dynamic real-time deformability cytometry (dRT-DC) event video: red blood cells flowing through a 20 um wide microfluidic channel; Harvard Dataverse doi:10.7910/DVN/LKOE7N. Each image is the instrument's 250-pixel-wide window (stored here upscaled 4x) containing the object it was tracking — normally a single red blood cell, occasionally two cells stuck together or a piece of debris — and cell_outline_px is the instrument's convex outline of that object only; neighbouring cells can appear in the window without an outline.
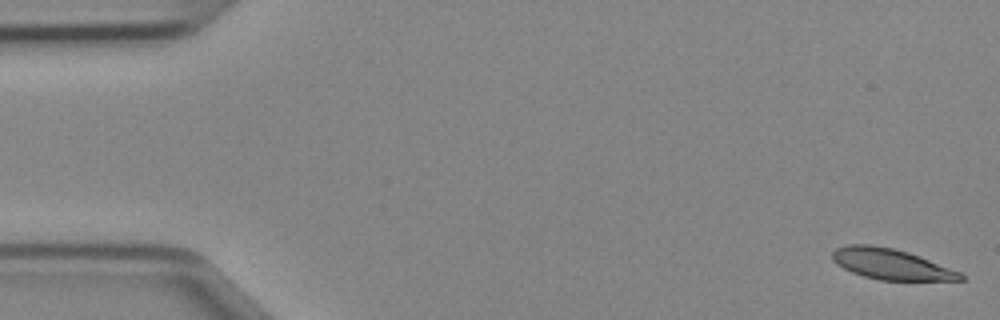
{"species": "Egyptian fruit bat (a non-hibernating species)", "species_latin": "Rousettus aegyptiacus", "temperature_condition": "cold", "stored_images_in_passage": 47, "camera_frame_rate_fps": 3000, "um_per_image_px": 0.085, "animal": {"sex": "female"}, "frame": {"image": 1, "passage_image": 1, "time_ms": 0.0, "image_size_px": [1000, 320], "cell_outline_px": [[964, 280], [880, 280], [864, 276], [852, 272], [836, 264], [832, 260], [832, 252], [836, 248], [848, 244], [872, 244], [892, 248], [908, 252], [960, 272], [964, 276]], "centroid_in_image_um": [75.69, 22.44], "position_along_channel_um": 9.3, "area_um2": 22.72}}
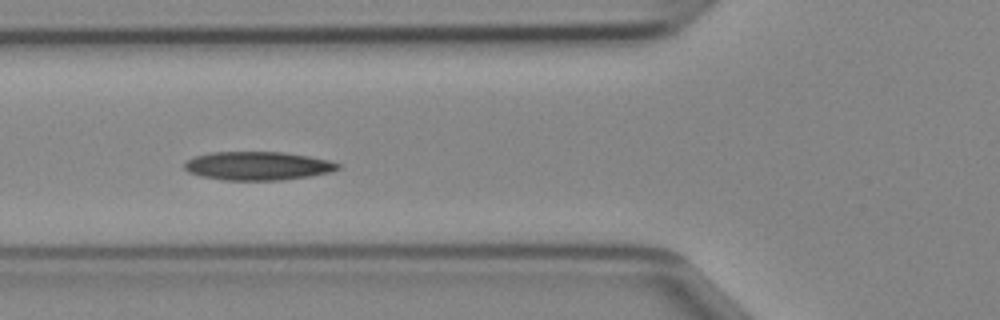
{"frame": {"image": 2, "passage_image": 17, "time_ms": 5.333, "image_size_px": [1000, 320], "cell_outline_px": [[340, 168], [328, 172], [308, 176], [280, 180], [224, 180], [200, 176], [188, 172], [184, 168], [184, 164], [188, 160], [196, 156], [208, 152], [284, 152], [308, 156], [328, 160], [340, 164]], "centroid_in_image_um": [21.87, 14.09], "position_along_channel_um": 103.9, "area_um2": 25.37}}
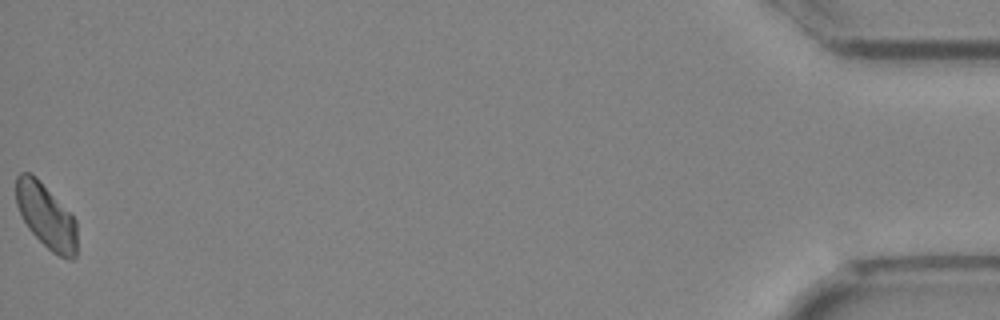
{"frame": {"image": 3, "passage_image": 47, "time_ms": 15.333, "image_size_px": [1000, 320], "cell_outline_px": [[76, 256], [72, 260], [68, 260], [52, 252], [28, 228], [16, 204], [16, 176], [20, 172], [32, 172], [36, 176], [76, 220]], "centroid_in_image_um": [3.91, 18.35], "position_along_channel_um": 431.3, "area_um2": 22.72}}